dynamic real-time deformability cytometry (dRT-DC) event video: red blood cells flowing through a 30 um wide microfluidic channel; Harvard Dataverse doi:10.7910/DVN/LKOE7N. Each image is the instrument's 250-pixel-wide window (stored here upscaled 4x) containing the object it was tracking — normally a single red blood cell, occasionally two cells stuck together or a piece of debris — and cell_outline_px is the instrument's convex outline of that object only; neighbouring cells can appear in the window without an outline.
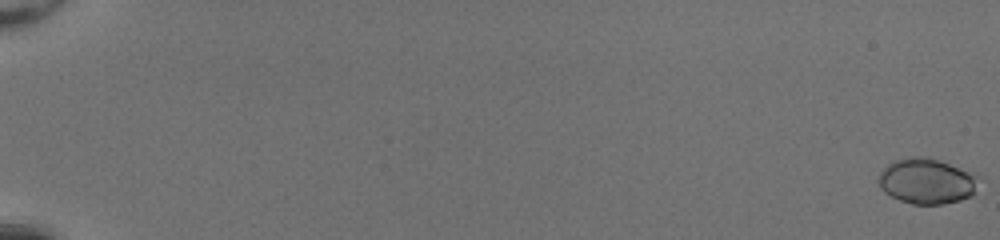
{"species": "common noctule bat (a hibernating species)", "species_latin": "Nyctalus noctula", "temperature_condition": "room temperature", "stored_images_in_passage": 54, "camera_frame_rate_fps": 3000, "um_per_image_px": 0.085, "animal": {"sex": "female", "body_mass_g": 20.0, "forearm_length_mm": 54.0}, "frame": {"image": 1, "passage_image": 1, "time_ms": 0.0, "image_size_px": [1000, 240], "cell_outline_px": [[980, 176], [972, 196], [960, 200], [944, 204], [912, 204], [900, 200], [884, 192], [880, 188], [880, 172], [888, 164], [896, 160], [912, 156], [924, 156], [976, 172]], "centroid_in_image_um": [78.82, 15.39], "position_along_channel_um": 6.2, "area_um2": 26.59}}
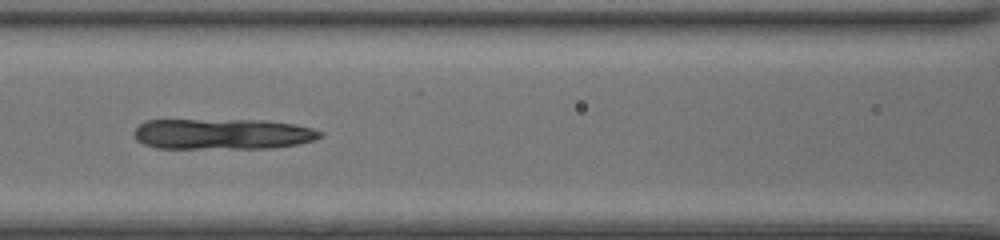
{"frame": {"image": 2, "passage_image": 28, "time_ms": 9.0, "image_size_px": [1000, 240], "cell_outline_px": [[324, 136], [316, 140], [296, 144], [272, 148], [156, 148], [144, 144], [136, 140], [132, 132], [144, 120], [264, 120], [296, 124], [312, 128], [324, 132]], "centroid_in_image_um": [18.94, 11.39], "position_along_channel_um": 147.7, "area_um2": 33.64}}
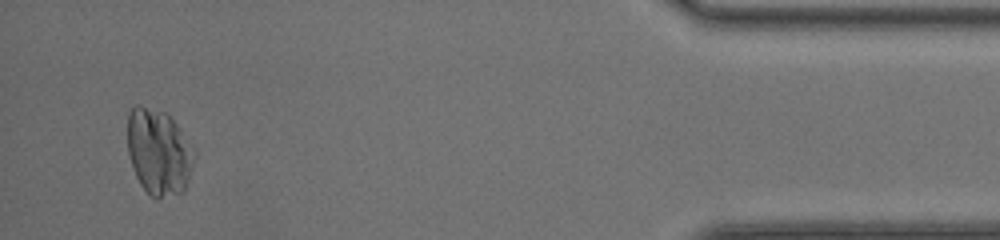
{"frame": {"image": 3, "passage_image": 52, "time_ms": 17.0, "image_size_px": [1000, 240], "cell_outline_px": [[196, 152], [188, 180], [184, 192], [156, 200], [140, 184], [132, 168], [128, 152], [128, 112], [136, 104], [140, 104], [164, 112], [176, 124]], "centroid_in_image_um": [13.48, 12.93], "position_along_channel_um": 421.7, "area_um2": 33.47}}